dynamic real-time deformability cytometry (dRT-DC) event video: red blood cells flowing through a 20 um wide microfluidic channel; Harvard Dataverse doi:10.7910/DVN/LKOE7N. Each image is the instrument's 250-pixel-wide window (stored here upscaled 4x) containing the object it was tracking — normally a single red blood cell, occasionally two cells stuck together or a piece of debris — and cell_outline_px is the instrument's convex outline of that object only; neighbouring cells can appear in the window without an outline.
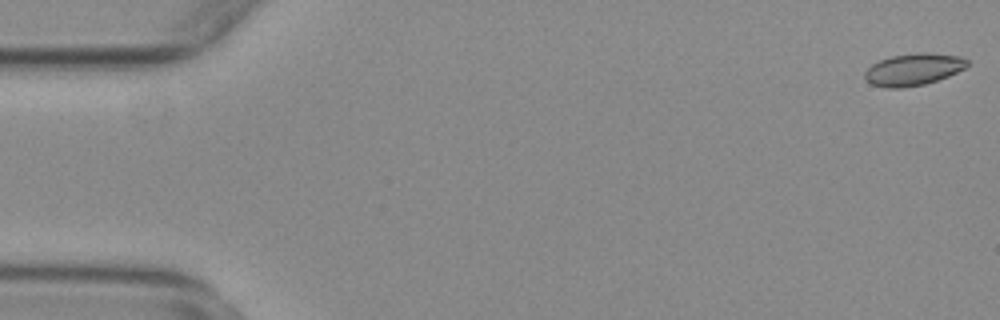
{"species": "common noctule bat (a hibernating species)", "species_latin": "Nyctalus noctula", "temperature_condition": "warm", "stored_images_in_passage": 55, "camera_frame_rate_fps": 3000, "um_per_image_px": 0.085, "animal": {"sex": "female", "body_mass_g": 29.2, "forearm_length_mm": 56.3}, "frame": {"image": 1, "passage_image": 1, "time_ms": 0.0, "image_size_px": [1000, 320], "cell_outline_px": [[968, 64], [964, 68], [948, 76], [924, 84], [900, 88], [884, 88], [872, 84], [864, 76], [864, 72], [872, 64], [880, 60], [892, 56], [916, 52], [928, 52], [960, 56], [968, 60]], "centroid_in_image_um": [77.63, 5.89], "position_along_channel_um": 7.4, "area_um2": 19.02}}
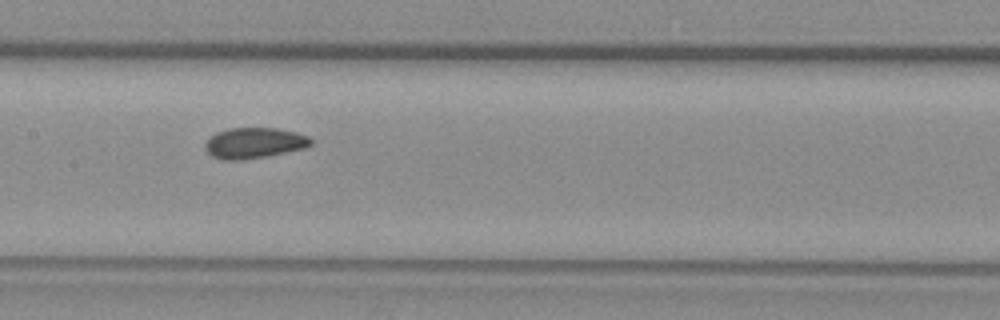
{"frame": {"image": 2, "passage_image": 27, "time_ms": 8.667, "image_size_px": [1000, 320], "cell_outline_px": [[312, 144], [304, 148], [264, 156], [236, 160], [224, 160], [212, 156], [204, 148], [204, 144], [216, 132], [228, 128], [276, 128], [296, 132], [308, 136], [312, 140]], "centroid_in_image_um": [21.59, 12.14], "position_along_channel_um": 185.8, "area_um2": 18.67}}
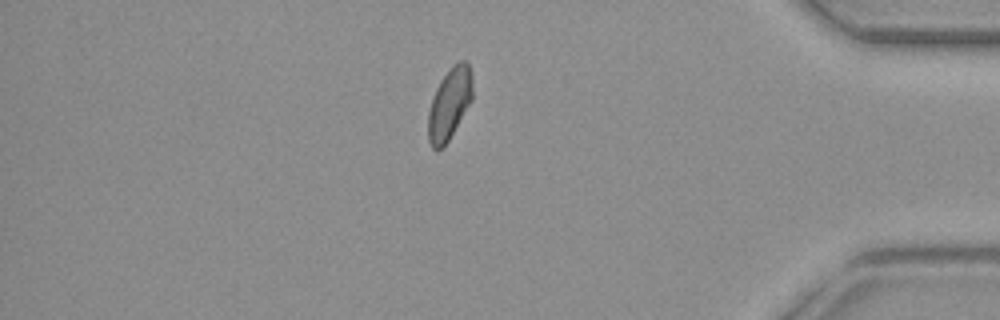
{"frame": {"image": 3, "passage_image": 47, "time_ms": 15.333, "image_size_px": [1000, 320], "cell_outline_px": [[472, 100], [448, 140], [440, 148], [432, 148], [428, 140], [428, 112], [436, 88], [440, 80], [452, 64], [460, 60], [464, 60], [468, 64], [472, 76]], "centroid_in_image_um": [38.2, 8.77], "position_along_channel_um": 397.0, "area_um2": 18.26}, "authors_computed_cell_mechanics": {"area_um2": 18.8428, "velocity_mm_per_s": 3.7385, "shape_relaxation_time_tau1_ms": null, "shape_relaxation_time_tau2_ms": 2.3635, "deformation_change_tau1": null, "deformation_change_tau2": 0.0605}}